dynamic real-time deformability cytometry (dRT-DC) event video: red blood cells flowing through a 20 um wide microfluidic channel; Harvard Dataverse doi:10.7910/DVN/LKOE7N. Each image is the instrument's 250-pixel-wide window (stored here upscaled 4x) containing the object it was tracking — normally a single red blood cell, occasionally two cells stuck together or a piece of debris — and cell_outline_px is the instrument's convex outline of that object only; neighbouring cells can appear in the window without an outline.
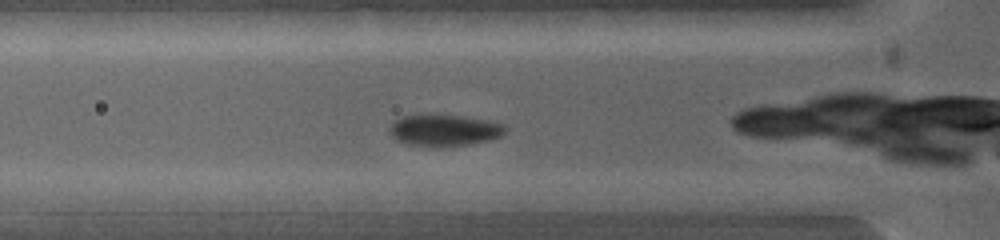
{"species": "common noctule bat (a hibernating species)", "species_latin": "Nyctalus noctula", "temperature_condition": "warm", "stored_images_in_passage": 4, "camera_frame_rate_fps": 5000, "um_per_image_px": 0.085, "animal": {"sex": "female", "body_mass_g": 19.0, "forearm_length_mm": 53.3}, "frame": {"image": 1, "passage_image": 4, "time_ms": 1.2, "image_size_px": [1000, 240], "cell_outline_px": [[704, 200], [692, 208], [576, 212], [556, 200], [616, 192], [644, 192]], "centroid_in_image_um": [53.38, 17.18], "position_along_channel_um": 72.4, "area_um2": 14.68}}